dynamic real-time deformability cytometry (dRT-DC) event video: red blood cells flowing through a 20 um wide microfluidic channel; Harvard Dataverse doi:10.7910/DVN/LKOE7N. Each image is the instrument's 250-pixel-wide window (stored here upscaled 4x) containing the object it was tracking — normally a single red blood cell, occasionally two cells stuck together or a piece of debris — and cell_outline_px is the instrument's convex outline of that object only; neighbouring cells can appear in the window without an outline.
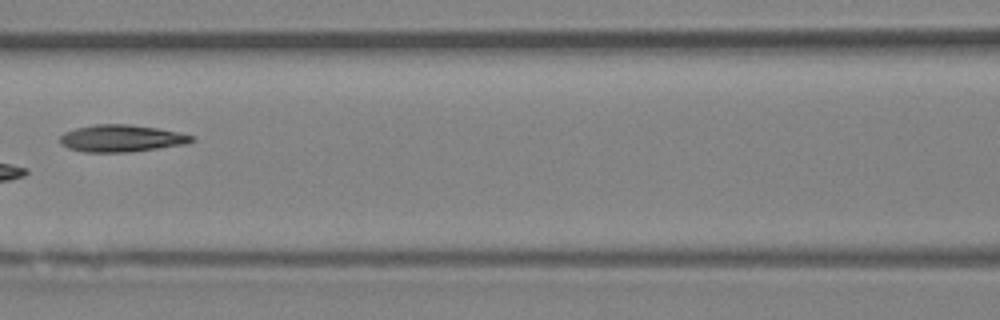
{"species": "Egyptian fruit bat (a non-hibernating species)", "species_latin": "Rousettus aegyptiacus", "temperature_condition": "room temperature", "stored_images_in_passage": 7, "camera_frame_rate_fps": 3000, "um_per_image_px": 0.085, "animal": {"sex": "female"}, "frame": {"image": 1, "passage_image": 5, "time_ms": 4.667, "image_size_px": [1000, 320], "cell_outline_px": [[196, 140], [184, 144], [128, 152], [84, 152], [68, 148], [60, 144], [60, 136], [64, 132], [76, 128], [96, 124], [128, 124], [156, 128], [196, 136]], "centroid_in_image_um": [10.29, 11.76], "position_along_channel_um": 156.3, "area_um2": 20.63}}
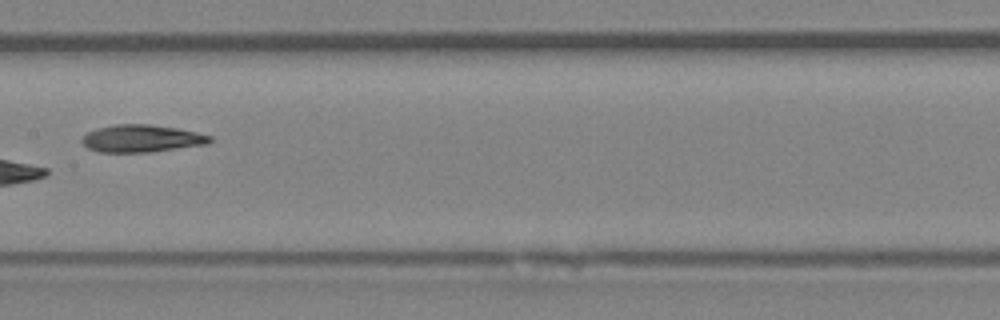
{"frame": {"image": 2, "passage_image": 6, "time_ms": 5.667, "image_size_px": [1000, 320], "cell_outline_px": [[212, 140], [208, 144], [148, 152], [100, 152], [88, 148], [80, 140], [88, 132], [96, 128], [116, 124], [148, 124], [176, 128], [196, 132], [212, 136]], "centroid_in_image_um": [12.03, 11.77], "position_along_channel_um": 195.4, "area_um2": 20.29}}